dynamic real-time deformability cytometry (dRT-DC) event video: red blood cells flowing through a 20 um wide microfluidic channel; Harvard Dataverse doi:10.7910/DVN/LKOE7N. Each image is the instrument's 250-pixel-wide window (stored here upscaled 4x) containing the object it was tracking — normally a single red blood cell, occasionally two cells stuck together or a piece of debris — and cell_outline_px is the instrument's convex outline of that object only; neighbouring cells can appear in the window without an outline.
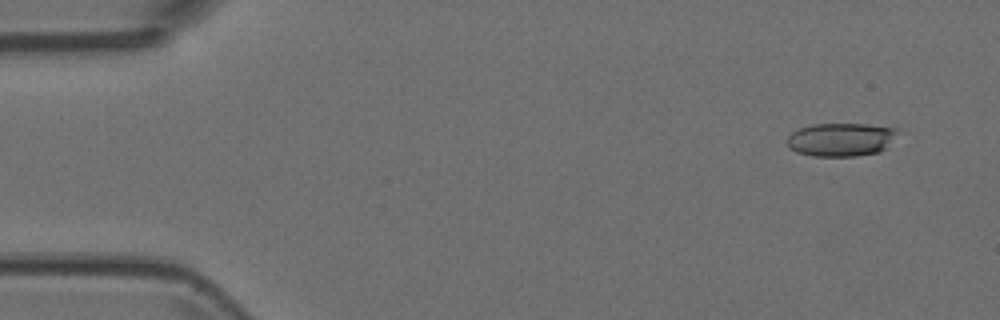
{"species": "Egyptian fruit bat (a non-hibernating species)", "species_latin": "Rousettus aegyptiacus", "temperature_condition": "room temperature", "stored_images_in_passage": 4, "camera_frame_rate_fps": 3000, "um_per_image_px": 0.085, "animal": {"sex": "female"}, "frame": {"image": 1, "passage_image": 1, "time_ms": 0.0, "image_size_px": [1000, 320], "cell_outline_px": [[900, 132], [880, 152], [856, 156], [812, 156], [796, 152], [788, 148], [784, 140], [792, 132], [800, 128], [812, 124], [868, 124], [896, 128]], "centroid_in_image_um": [71.44, 11.86], "position_along_channel_um": 13.6, "area_um2": 21.73}}
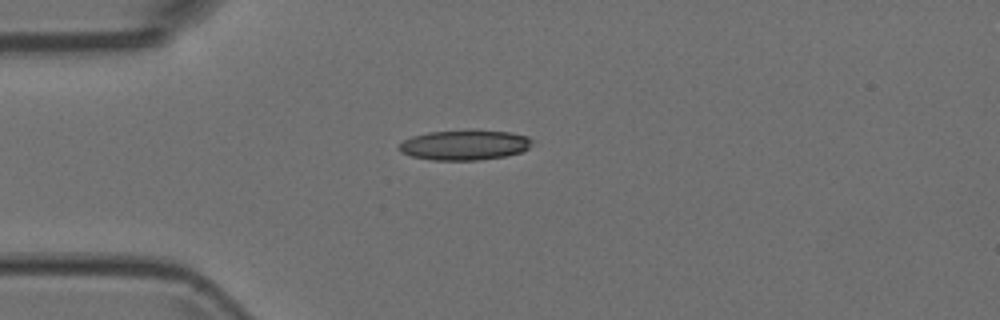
{"frame": {"image": 2, "passage_image": 4, "time_ms": 1.0, "image_size_px": [1000, 320], "cell_outline_px": [[532, 140], [528, 148], [520, 152], [504, 156], [480, 160], [432, 160], [412, 156], [400, 152], [396, 148], [404, 140], [412, 136], [428, 132], [472, 128], [508, 132], [528, 136]], "centroid_in_image_um": [39.46, 12.3], "position_along_channel_um": 45.5, "area_um2": 23.76}}